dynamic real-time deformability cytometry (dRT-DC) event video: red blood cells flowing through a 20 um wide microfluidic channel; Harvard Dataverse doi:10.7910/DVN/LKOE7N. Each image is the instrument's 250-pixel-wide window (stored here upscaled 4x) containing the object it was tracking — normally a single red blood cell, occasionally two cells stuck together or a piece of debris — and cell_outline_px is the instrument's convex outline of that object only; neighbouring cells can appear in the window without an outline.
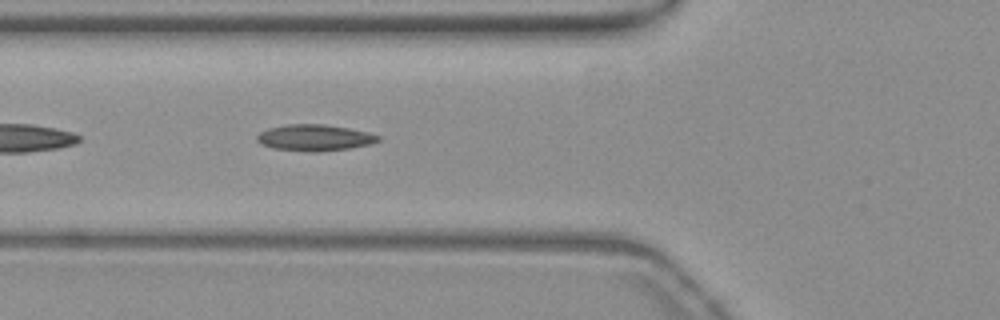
{"species": "common noctule bat (a hibernating species)", "species_latin": "Nyctalus noctula", "temperature_condition": "warm", "stored_images_in_passage": 17, "camera_frame_rate_fps": 3000, "um_per_image_px": 0.085, "animal": {"sex": "female", "body_mass_g": 19.3, "forearm_length_mm": 54.1}, "frame": {"image": 1, "passage_image": 5, "time_ms": 1.333, "image_size_px": [1000, 320], "cell_outline_px": [[380, 140], [372, 144], [352, 148], [320, 152], [308, 152], [272, 148], [260, 144], [256, 140], [256, 136], [260, 132], [268, 128], [288, 124], [324, 124], [348, 128], [368, 132], [380, 136]], "centroid_in_image_um": [26.74, 11.71], "position_along_channel_um": 99.1, "area_um2": 18.84}}
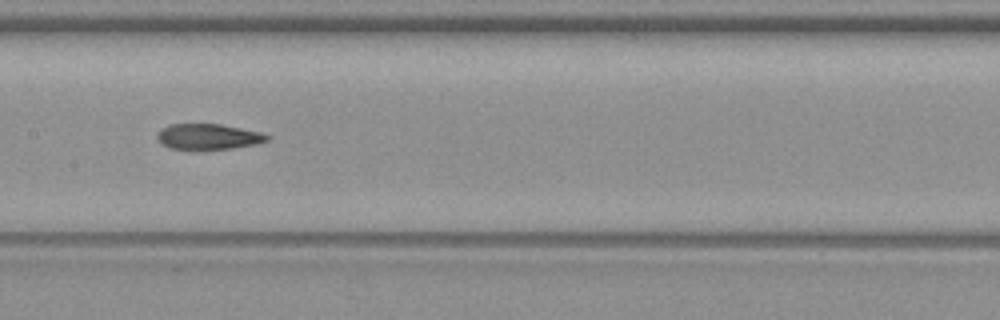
{"frame": {"image": 2, "passage_image": 12, "time_ms": 3.667, "image_size_px": [1000, 320], "cell_outline_px": [[272, 136], [268, 140], [256, 144], [232, 148], [200, 152], [188, 152], [168, 148], [160, 144], [156, 140], [156, 136], [160, 128], [168, 124], [220, 124], [260, 132]], "centroid_in_image_um": [17.6, 11.67], "position_along_channel_um": 189.8, "area_um2": 17.4}}